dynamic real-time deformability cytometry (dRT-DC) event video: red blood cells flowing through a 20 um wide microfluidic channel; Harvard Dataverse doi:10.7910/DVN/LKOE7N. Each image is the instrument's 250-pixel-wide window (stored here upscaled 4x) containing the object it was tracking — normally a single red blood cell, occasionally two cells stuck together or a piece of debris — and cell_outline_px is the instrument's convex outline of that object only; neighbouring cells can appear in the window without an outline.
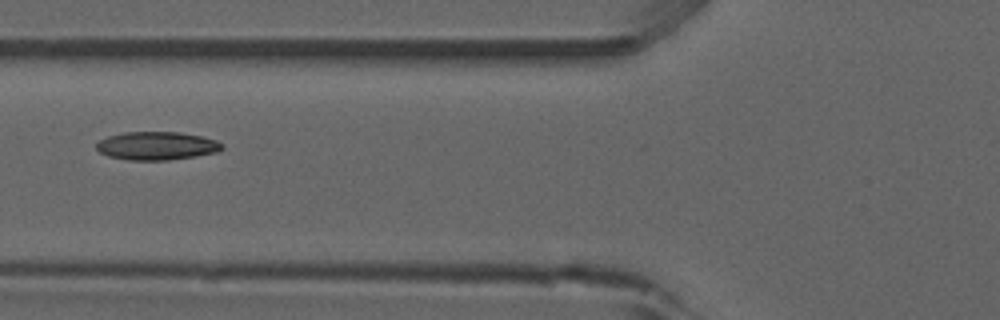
{"species": "common noctule bat (a hibernating species)", "species_latin": "Nyctalus noctula", "temperature_condition": "room temperature", "stored_images_in_passage": 33, "camera_frame_rate_fps": 3000, "um_per_image_px": 0.085, "animal": {"sex": "male", "forearm_length_mm": 52.5}, "frame": {"image": 1, "passage_image": 5, "time_ms": 1.333, "image_size_px": [1000, 320], "cell_outline_px": [[224, 148], [216, 152], [196, 156], [168, 160], [128, 160], [108, 156], [100, 152], [96, 148], [96, 144], [100, 140], [108, 136], [124, 132], [180, 132], [200, 136], [216, 140], [224, 144]], "centroid_in_image_um": [13.33, 12.39], "position_along_channel_um": 112.5, "area_um2": 20.69}, "authors_computed_cell_mechanics": {"area_um2": 19.941, "velocity_mm_per_s": 3.8918, "shape_relaxation_time_tau1_ms": 9.1556, "shape_relaxation_time_tau2_ms": 4.1343, "deformation_change_tau1": 0.1759, "deformation_change_tau2": 0.0784}}